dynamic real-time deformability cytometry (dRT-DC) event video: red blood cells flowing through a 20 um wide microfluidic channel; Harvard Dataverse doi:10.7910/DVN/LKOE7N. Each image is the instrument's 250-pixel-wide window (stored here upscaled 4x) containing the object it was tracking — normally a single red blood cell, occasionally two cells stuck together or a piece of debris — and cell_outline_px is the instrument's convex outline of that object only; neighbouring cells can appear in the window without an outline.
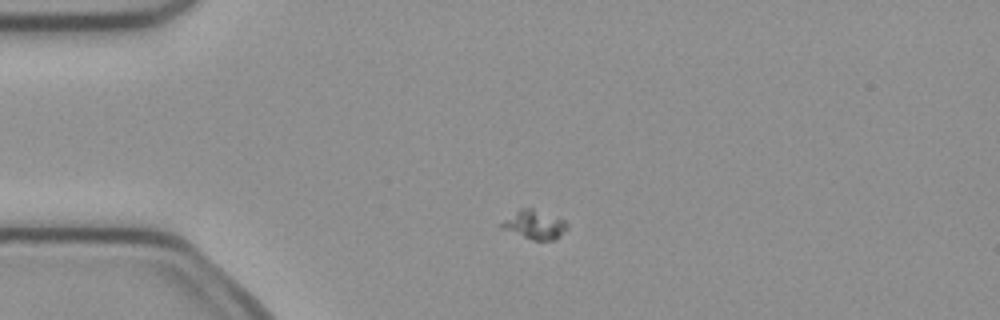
{"species": "common noctule bat (a hibernating species)", "species_latin": "Nyctalus noctula", "temperature_condition": "cold", "stored_images_in_passage": 4, "camera_frame_rate_fps": 3000, "um_per_image_px": 0.085, "animal": {"sex": "female", "body_mass_g": 21.9}, "frame": {"image": 1, "passage_image": 2, "time_ms": 0.333, "image_size_px": [1000, 320], "cell_outline_px": [[568, 228], [556, 240], [532, 240], [500, 228], [500, 224], [504, 220], [520, 208], [532, 208], [564, 220], [568, 224]], "centroid_in_image_um": [45.44, 19.11], "position_along_channel_um": 39.6, "area_um2": 10.92}}